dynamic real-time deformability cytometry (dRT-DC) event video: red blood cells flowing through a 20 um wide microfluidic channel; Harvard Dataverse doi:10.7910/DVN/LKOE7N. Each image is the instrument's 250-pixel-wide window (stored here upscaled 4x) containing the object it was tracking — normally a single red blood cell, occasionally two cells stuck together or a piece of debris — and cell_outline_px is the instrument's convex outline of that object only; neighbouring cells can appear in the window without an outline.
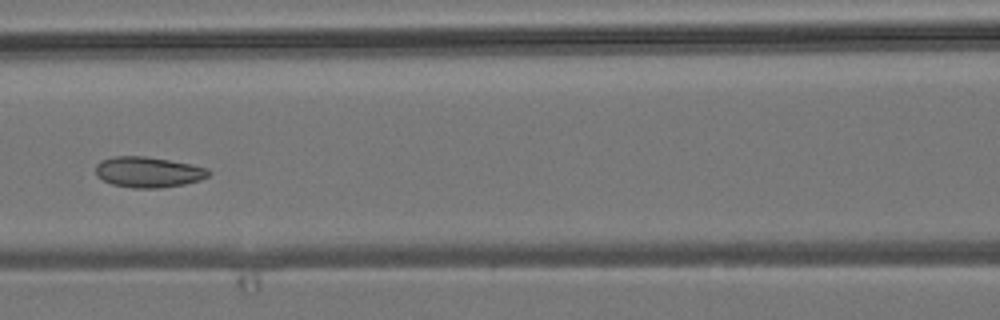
{"species": "common noctule bat (a hibernating species)", "species_latin": "Nyctalus noctula", "temperature_condition": "room temperature", "stored_images_in_passage": 8, "camera_frame_rate_fps": 3000, "um_per_image_px": 0.085, "animal": {"sex": "male", "body_mass_g": 19.2, "forearm_length_mm": 51.8}, "frame": {"image": 1, "passage_image": 7, "time_ms": 7.0, "image_size_px": [1000, 320], "cell_outline_px": [[212, 172], [208, 176], [200, 180], [184, 184], [160, 188], [132, 188], [112, 184], [96, 176], [96, 164], [100, 160], [112, 156], [144, 156], [168, 160], [208, 168]], "centroid_in_image_um": [12.58, 14.63], "position_along_channel_um": 154.0, "area_um2": 20.17}}
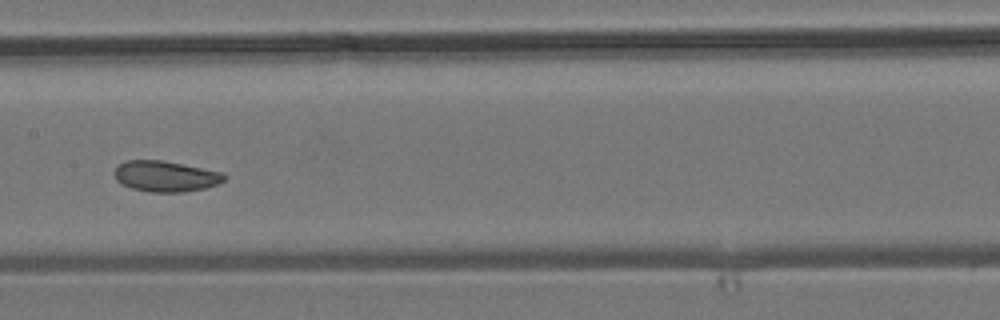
{"frame": {"image": 2, "passage_image": 8, "time_ms": 8.0, "image_size_px": [1000, 320], "cell_outline_px": [[228, 176], [224, 180], [216, 184], [204, 188], [184, 192], [148, 192], [132, 188], [116, 180], [112, 172], [120, 164], [128, 160], [160, 160], [224, 172]], "centroid_in_image_um": [14.08, 14.98], "position_along_channel_um": 193.3, "area_um2": 19.65}}